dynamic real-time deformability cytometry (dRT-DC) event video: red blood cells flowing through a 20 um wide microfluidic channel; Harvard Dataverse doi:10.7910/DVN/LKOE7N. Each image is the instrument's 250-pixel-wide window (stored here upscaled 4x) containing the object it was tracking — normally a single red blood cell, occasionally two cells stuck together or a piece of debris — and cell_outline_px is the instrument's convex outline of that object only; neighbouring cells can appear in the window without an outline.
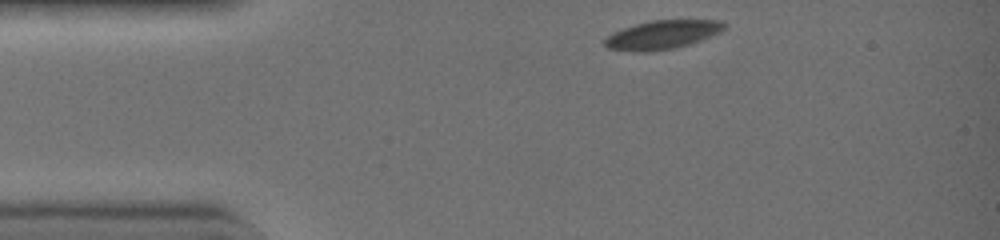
{"species": "common noctule bat (a hibernating species)", "species_latin": "Nyctalus noctula", "temperature_condition": "warm", "stored_images_in_passage": 32, "camera_frame_rate_fps": 3000, "um_per_image_px": 0.085, "animal": {"sex": "female", "body_mass_g": 19.0, "forearm_length_mm": 51.5}, "frame": {"image": 1, "passage_image": 1, "time_ms": 0.0, "image_size_px": [1000, 240], "cell_outline_px": [[724, 28], [720, 32], [700, 40], [676, 48], [644, 52], [636, 52], [608, 48], [604, 44], [604, 40], [608, 36], [624, 28], [636, 24], [652, 20], [716, 20], [724, 24]], "centroid_in_image_um": [56.27, 2.96], "position_along_channel_um": 28.7, "area_um2": 19.59}}
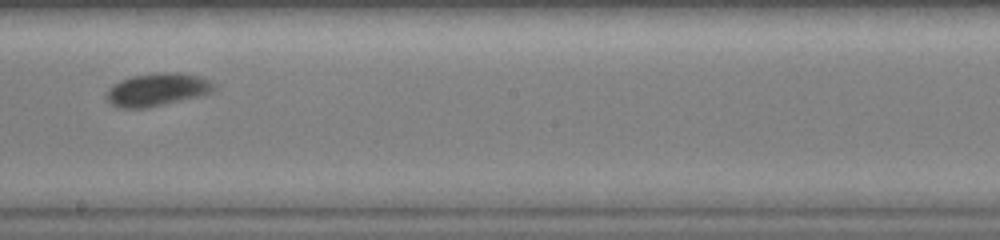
{"frame": {"image": 2, "passage_image": 18, "time_ms": 5.667, "image_size_px": [1000, 240], "cell_outline_px": [[216, 88], [212, 92], [180, 100], [140, 108], [128, 108], [112, 104], [108, 100], [108, 88], [112, 84], [120, 80], [132, 76], [156, 72], [180, 72], [200, 76], [216, 84]], "centroid_in_image_um": [13.39, 7.57], "position_along_channel_um": 234.8, "area_um2": 20.17}}
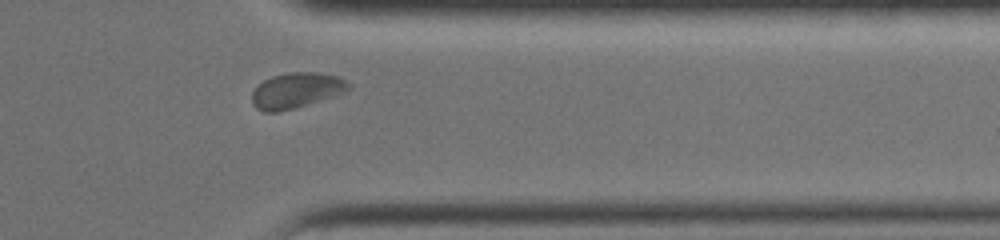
{"frame": {"image": 3, "passage_image": 28, "time_ms": 9.0, "image_size_px": [1000, 240], "cell_outline_px": [[352, 84], [344, 92], [292, 108], [276, 112], [264, 112], [256, 108], [252, 100], [252, 92], [264, 80], [272, 76], [288, 72], [320, 72], [340, 76]], "centroid_in_image_um": [25.19, 7.65], "position_along_channel_um": 386.2, "area_um2": 19.65}, "authors_computed_cell_mechanics": {"area_um2": 19.7965, "velocity_mm_per_s": 4.4974, "shape_relaxation_time_tau1_ms": 1.6889, "shape_relaxation_time_tau2_ms": null, "deformation_change_tau1": 0.0727, "deformation_change_tau2": null}}